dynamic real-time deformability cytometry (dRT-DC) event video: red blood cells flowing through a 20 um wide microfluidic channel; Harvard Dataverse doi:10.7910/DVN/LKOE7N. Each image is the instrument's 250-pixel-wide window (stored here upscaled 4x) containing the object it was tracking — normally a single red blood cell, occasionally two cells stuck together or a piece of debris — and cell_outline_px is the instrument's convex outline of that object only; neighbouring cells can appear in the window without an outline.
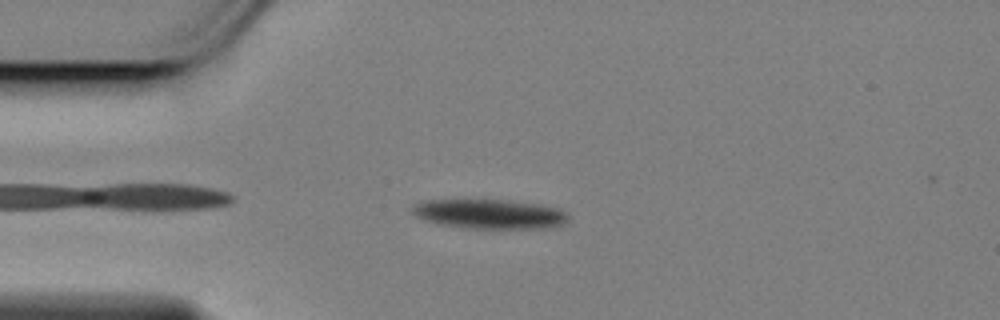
{"species": "Egyptian fruit bat (a non-hibernating species)", "species_latin": "Rousettus aegyptiacus", "temperature_condition": "cold", "stored_images_in_passage": 11, "camera_frame_rate_fps": 3000, "um_per_image_px": 0.085, "animal": {"sex": "female"}, "frame": {"image": 1, "passage_image": 1, "time_ms": 0.0, "image_size_px": [1000, 320], "cell_outline_px": [[568, 220], [560, 224], [544, 228], [464, 228], [440, 224], [416, 216], [412, 212], [412, 208], [416, 204], [432, 200], [512, 200], [540, 204], [560, 208], [568, 216]], "centroid_in_image_um": [41.65, 18.18], "position_along_channel_um": 43.3, "area_um2": 26.47}}
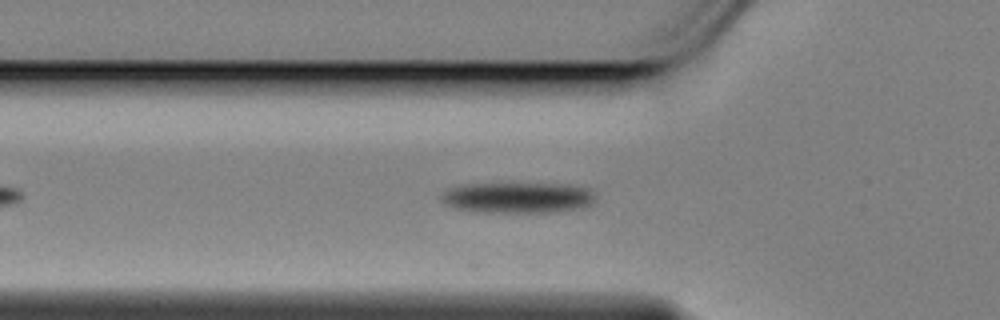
{"frame": {"image": 2, "passage_image": 6, "time_ms": 1.667, "image_size_px": [1000, 320], "cell_outline_px": [[592, 200], [584, 208], [556, 212], [472, 212], [452, 208], [444, 204], [440, 200], [440, 192], [444, 188], [460, 184], [568, 184], [588, 188], [592, 192]], "centroid_in_image_um": [43.86, 16.8], "position_along_channel_um": 81.9, "area_um2": 28.09}}
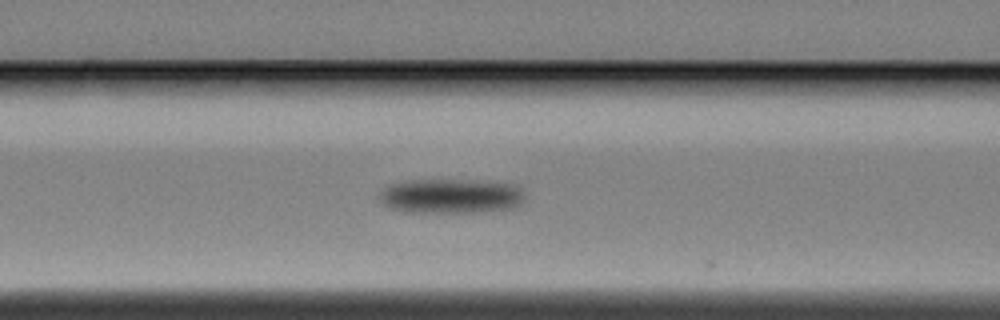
{"frame": {"image": 3, "passage_image": 10, "time_ms": 3.0, "image_size_px": [1000, 320], "cell_outline_px": [[524, 200], [520, 204], [512, 208], [472, 212], [408, 212], [392, 208], [384, 204], [376, 196], [388, 184], [404, 180], [488, 180], [516, 184], [520, 188], [524, 196]], "centroid_in_image_um": [38.32, 16.64], "position_along_channel_um": 128.3, "area_um2": 29.71}}